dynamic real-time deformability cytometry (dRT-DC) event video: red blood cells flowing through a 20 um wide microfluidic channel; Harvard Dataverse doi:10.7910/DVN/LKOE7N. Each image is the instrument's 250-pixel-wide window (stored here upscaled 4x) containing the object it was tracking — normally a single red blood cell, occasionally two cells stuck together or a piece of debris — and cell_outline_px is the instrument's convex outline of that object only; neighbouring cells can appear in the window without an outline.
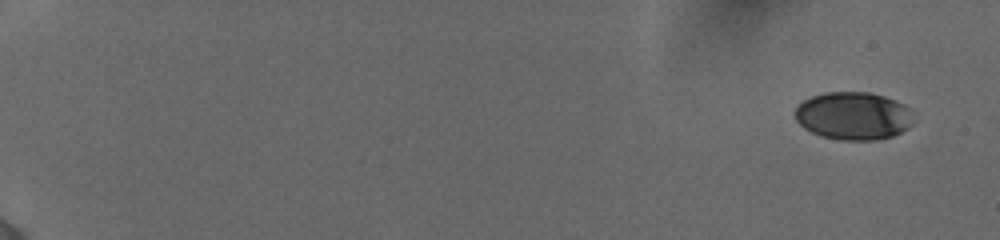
{"species": "human", "species_latin": "Homo sapiens", "temperature_condition": "cold", "stored_images_in_passage": 25, "camera_frame_rate_fps": 3000, "um_per_image_px": 0.085, "donor": {"sex": "female"}, "frame": {"image": 1, "passage_image": 1, "time_ms": 0.0, "image_size_px": [1000, 240], "cell_outline_px": [[912, 124], [908, 128], [892, 136], [876, 140], [840, 140], [824, 136], [812, 132], [804, 128], [796, 120], [796, 104], [812, 96], [824, 92], [868, 92], [884, 96], [896, 100], [912, 108]], "centroid_in_image_um": [72.56, 9.84], "position_along_channel_um": 12.4, "area_um2": 33.18}}
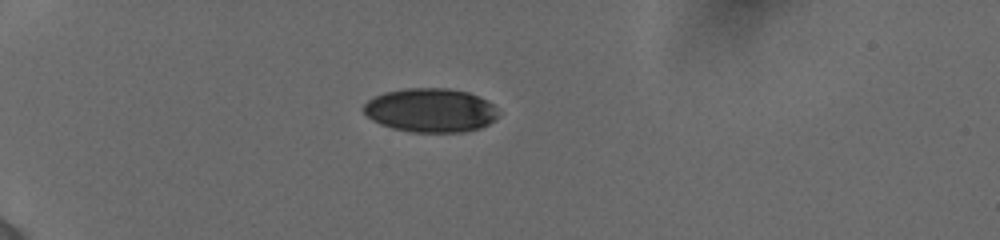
{"frame": {"image": 2, "passage_image": 21, "time_ms": 5.0, "image_size_px": [1000, 240], "cell_outline_px": [[500, 112], [488, 124], [480, 128], [464, 132], [408, 132], [392, 128], [380, 124], [372, 120], [364, 112], [364, 104], [368, 100], [384, 92], [404, 88], [448, 88], [468, 92], [492, 104]], "centroid_in_image_um": [36.58, 9.38], "position_along_channel_um": 48.4, "area_um2": 34.39}}